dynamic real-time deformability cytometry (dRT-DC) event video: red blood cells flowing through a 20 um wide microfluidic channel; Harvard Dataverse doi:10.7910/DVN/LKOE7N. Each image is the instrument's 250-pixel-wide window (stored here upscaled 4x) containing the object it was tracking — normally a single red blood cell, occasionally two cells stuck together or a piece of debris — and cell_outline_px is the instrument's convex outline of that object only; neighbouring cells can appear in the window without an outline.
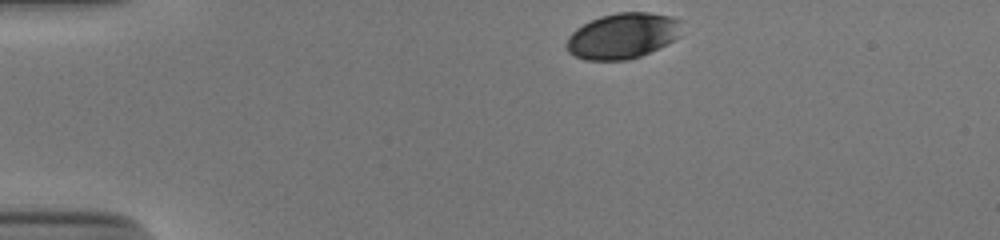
{"species": "human", "species_latin": "Homo sapiens", "temperature_condition": "cold", "stored_images_in_passage": 35, "camera_frame_rate_fps": 3000, "um_per_image_px": 0.085, "donor": {"sex": "male"}, "frame": {"image": 1, "passage_image": 1, "time_ms": 0.0, "image_size_px": [1000, 240], "cell_outline_px": [[684, 20], [680, 36], [668, 44], [640, 56], [628, 60], [584, 60], [568, 52], [564, 44], [568, 36], [576, 28], [600, 16], [616, 12], [648, 12], [672, 16]], "centroid_in_image_um": [52.96, 3.04], "position_along_channel_um": 32.0, "area_um2": 31.15}}
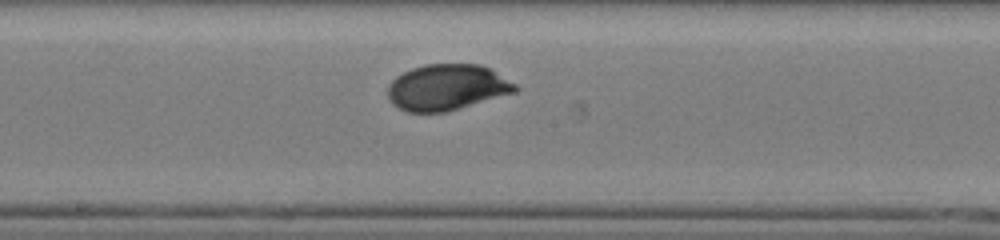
{"frame": {"image": 2, "passage_image": 20, "time_ms": 6.333, "image_size_px": [1000, 240], "cell_outline_px": [[520, 88], [516, 92], [444, 112], [408, 112], [392, 104], [388, 100], [388, 84], [396, 76], [412, 68], [428, 64], [480, 64], [488, 68], [516, 84]], "centroid_in_image_um": [37.97, 7.42], "position_along_channel_um": 210.2, "area_um2": 33.93}}
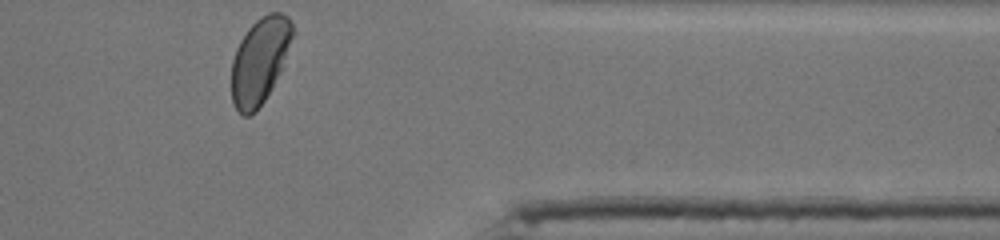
{"frame": {"image": 3, "passage_image": 35, "time_ms": 11.333, "image_size_px": [1000, 240], "cell_outline_px": [[292, 36], [284, 68], [272, 88], [256, 112], [248, 116], [244, 116], [236, 108], [232, 100], [232, 60], [236, 48], [240, 40], [248, 28], [260, 16], [268, 12], [280, 12], [288, 16], [292, 24]], "centroid_in_image_um": [22.09, 5.15], "position_along_channel_um": 389.3, "area_um2": 30.81}, "authors_computed_cell_mechanics": {"area_um2": 33.2928, "velocity_mm_per_s": 3.8519, "shape_relaxation_time_tau1_ms": 3.4141, "shape_relaxation_time_tau2_ms": null, "deformation_change_tau1": 0.1287, "deformation_change_tau2": null}}